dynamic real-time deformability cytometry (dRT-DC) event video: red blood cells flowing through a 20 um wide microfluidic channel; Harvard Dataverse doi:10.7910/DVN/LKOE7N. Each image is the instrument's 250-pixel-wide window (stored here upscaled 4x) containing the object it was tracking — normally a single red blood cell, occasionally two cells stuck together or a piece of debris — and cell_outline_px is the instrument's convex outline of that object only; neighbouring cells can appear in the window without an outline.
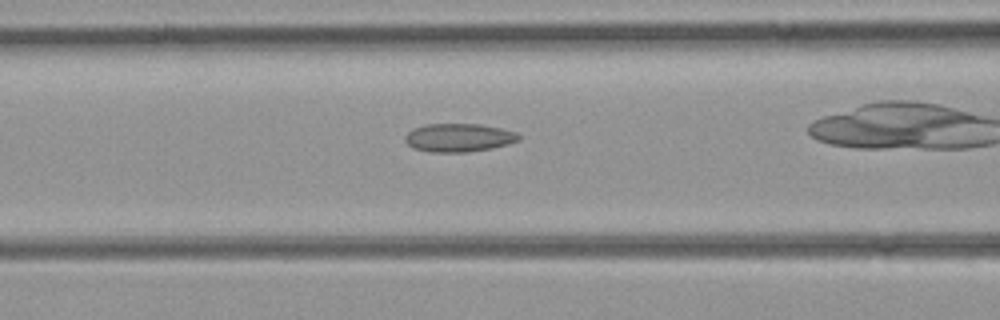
{"species": "common noctule bat (a hibernating species)", "species_latin": "Nyctalus noctula", "temperature_condition": "room temperature", "stored_images_in_passage": 28, "camera_frame_rate_fps": 3000, "um_per_image_px": 0.085, "animal": {"sex": "female", "body_mass_g": 21.9}, "frame": {"image": 1, "passage_image": 9, "time_ms": 2.667, "image_size_px": [1000, 320], "cell_outline_px": [[520, 140], [508, 144], [492, 148], [468, 152], [428, 152], [412, 148], [404, 140], [404, 136], [412, 128], [424, 124], [480, 124], [500, 128], [516, 132], [520, 136]], "centroid_in_image_um": [38.96, 11.7], "position_along_channel_um": 127.6, "area_um2": 18.96}}
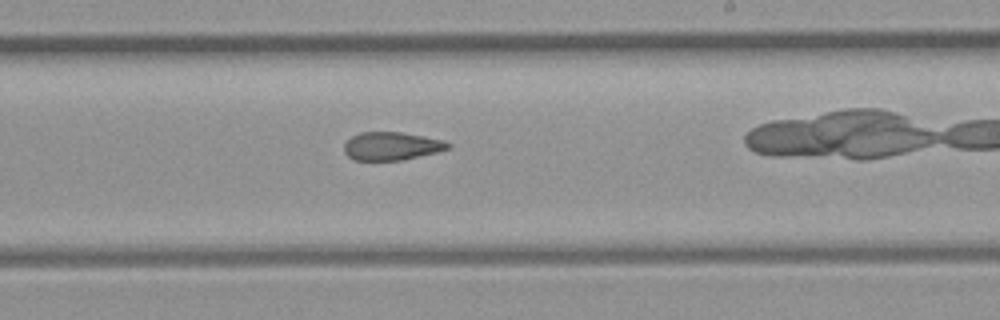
{"frame": {"image": 2, "passage_image": 18, "time_ms": 5.667, "image_size_px": [1000, 320], "cell_outline_px": [[452, 144], [448, 148], [436, 152], [400, 160], [356, 160], [348, 156], [344, 152], [344, 144], [352, 136], [360, 132], [400, 132], [424, 136], [444, 140]], "centroid_in_image_um": [33.27, 12.41], "position_along_channel_um": 255.7, "area_um2": 16.88}}
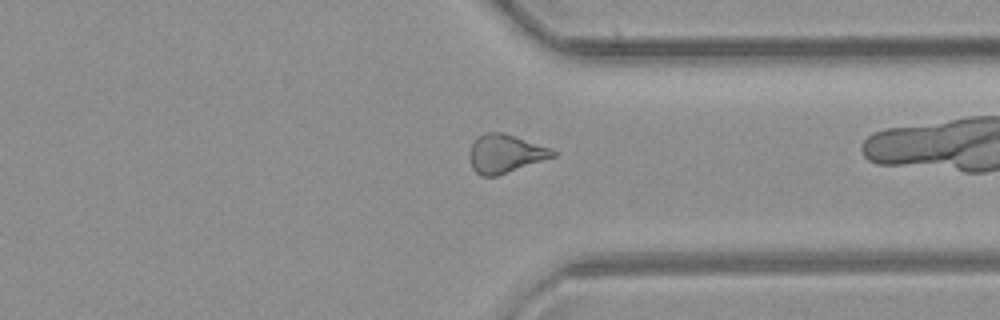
{"frame": {"image": 3, "passage_image": 26, "time_ms": 8.333, "image_size_px": [1000, 320], "cell_outline_px": [[556, 156], [496, 176], [480, 176], [472, 168], [468, 156], [468, 152], [472, 144], [480, 136], [488, 132], [504, 132], [552, 148], [556, 152]], "centroid_in_image_um": [42.94, 13.06], "position_along_channel_um": 368.5, "area_um2": 18.67}}